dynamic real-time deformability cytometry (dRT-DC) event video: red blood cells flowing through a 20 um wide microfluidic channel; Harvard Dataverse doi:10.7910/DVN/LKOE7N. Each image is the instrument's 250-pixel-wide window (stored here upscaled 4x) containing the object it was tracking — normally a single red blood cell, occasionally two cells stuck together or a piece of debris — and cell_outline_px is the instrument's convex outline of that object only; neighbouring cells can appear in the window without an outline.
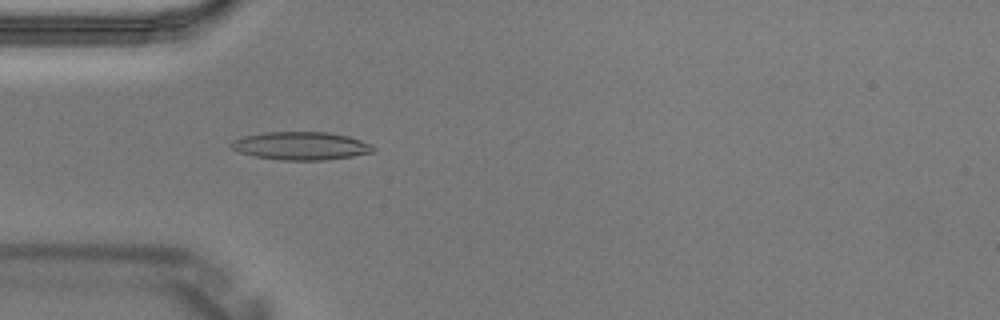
{"species": "Egyptian fruit bat (a non-hibernating species)", "species_latin": "Rousettus aegyptiacus", "temperature_condition": "warm", "stored_images_in_passage": 4, "camera_frame_rate_fps": 3000, "um_per_image_px": 0.085, "animal": {"sex": "male"}, "frame": {"image": 1, "passage_image": 4, "time_ms": 1.0, "image_size_px": [1000, 320], "cell_outline_px": [[376, 148], [372, 152], [352, 156], [328, 160], [280, 160], [256, 156], [240, 152], [232, 148], [228, 144], [232, 140], [244, 136], [264, 132], [328, 132], [348, 136], [372, 144]], "centroid_in_image_um": [25.58, 12.39], "position_along_channel_um": 59.4, "area_um2": 23.24}}